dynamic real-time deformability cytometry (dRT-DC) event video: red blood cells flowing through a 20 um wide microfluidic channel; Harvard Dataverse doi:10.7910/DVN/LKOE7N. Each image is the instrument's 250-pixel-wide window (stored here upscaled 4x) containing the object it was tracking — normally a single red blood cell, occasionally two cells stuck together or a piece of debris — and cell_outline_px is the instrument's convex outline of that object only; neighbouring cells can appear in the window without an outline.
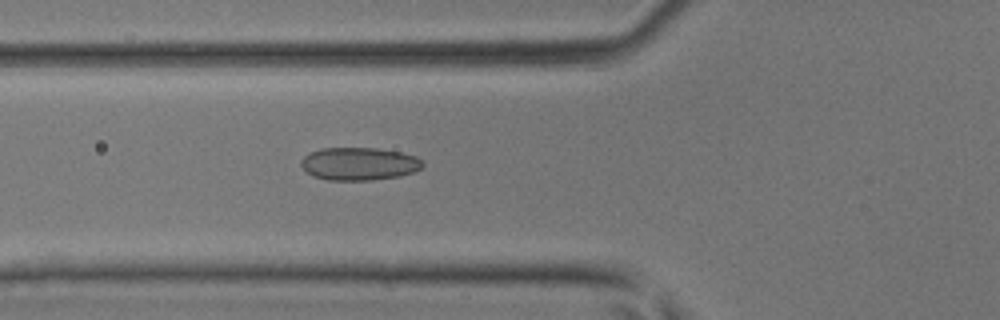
{"species": "common noctule bat (a hibernating species)", "species_latin": "Nyctalus noctula", "temperature_condition": "room temperature", "stored_images_in_passage": 45, "camera_frame_rate_fps": 3000, "um_per_image_px": 0.085, "animal": {"sex": "male", "body_mass_g": 17.9, "forearm_length_mm": 54.2}, "frame": {"image": 1, "passage_image": 17, "time_ms": 5.333, "image_size_px": [1000, 320], "cell_outline_px": [[424, 164], [420, 168], [412, 172], [400, 176], [372, 180], [328, 180], [312, 176], [300, 164], [300, 160], [304, 156], [320, 148], [376, 148], [400, 152], [416, 156]], "centroid_in_image_um": [30.5, 13.92], "position_along_channel_um": 95.3, "area_um2": 23.18}}
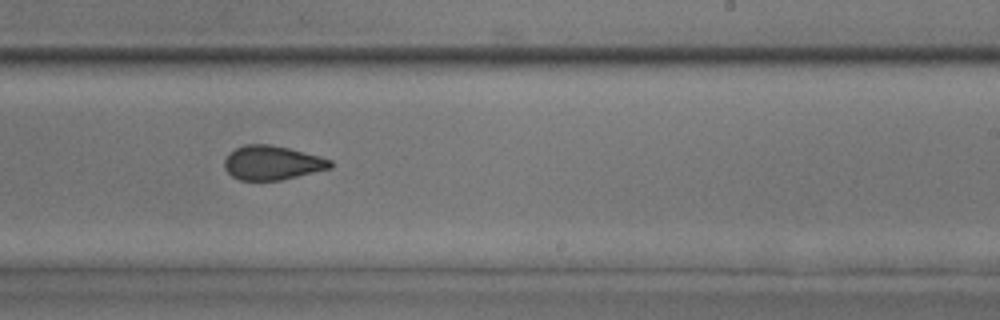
{"frame": {"image": 2, "passage_image": 28, "time_ms": 9.0, "image_size_px": [1000, 320], "cell_outline_px": [[332, 168], [280, 180], [240, 180], [232, 176], [224, 168], [224, 160], [228, 152], [244, 144], [268, 144], [288, 148], [320, 156], [332, 160]], "centroid_in_image_um": [23.11, 13.83], "position_along_channel_um": 265.9, "area_um2": 21.1}}
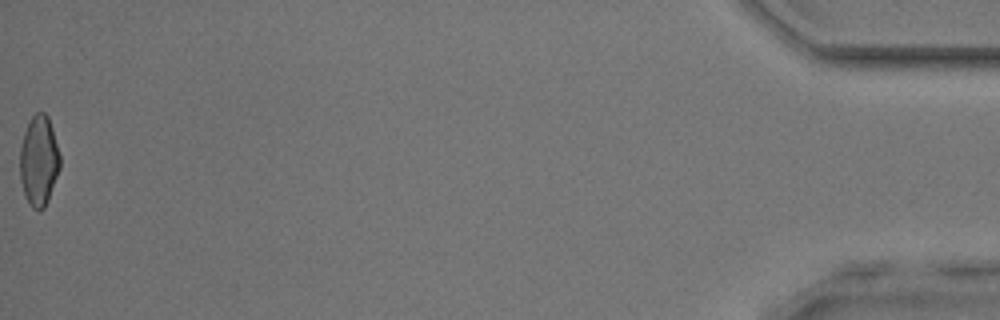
{"frame": {"image": 3, "passage_image": 45, "time_ms": 14.667, "image_size_px": [1000, 320], "cell_outline_px": [[60, 168], [48, 200], [44, 208], [40, 212], [32, 208], [28, 204], [24, 196], [20, 180], [20, 148], [24, 132], [28, 120], [36, 112], [44, 112], [48, 116], [52, 128], [60, 156]], "centroid_in_image_um": [3.29, 13.69], "position_along_channel_um": 431.9, "area_um2": 21.33}}